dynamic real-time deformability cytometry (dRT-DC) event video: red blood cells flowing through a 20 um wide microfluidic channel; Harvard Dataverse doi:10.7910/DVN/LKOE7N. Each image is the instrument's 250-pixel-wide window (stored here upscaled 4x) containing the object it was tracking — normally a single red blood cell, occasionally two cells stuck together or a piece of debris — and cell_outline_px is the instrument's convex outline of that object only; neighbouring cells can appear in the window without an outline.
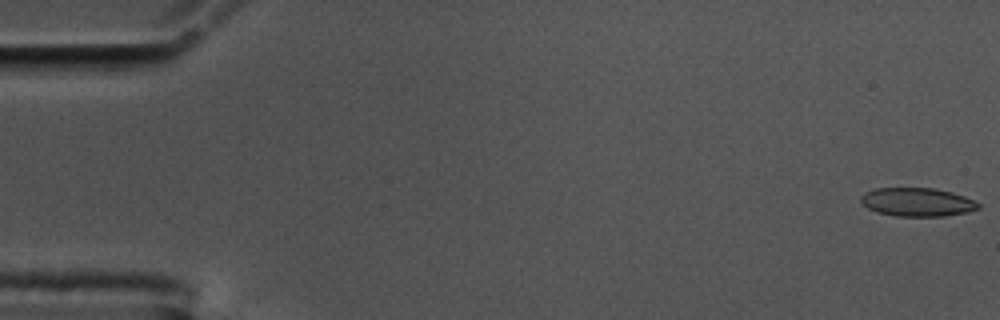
{"species": "common noctule bat (a hibernating species)", "species_latin": "Nyctalus noctula", "temperature_condition": "cold", "stored_images_in_passage": 18, "camera_frame_rate_fps": 3000, "um_per_image_px": 0.085, "animal": {"sex": "male", "body_mass_g": 17.5, "forearm_length_mm": 52.3}, "frame": {"image": 1, "passage_image": 1, "time_ms": 0.0, "image_size_px": [1000, 320], "cell_outline_px": [[980, 208], [968, 212], [944, 216], [896, 216], [876, 212], [868, 208], [860, 200], [860, 196], [864, 192], [876, 188], [936, 188], [952, 192], [964, 196], [980, 204]], "centroid_in_image_um": [77.96, 17.17], "position_along_channel_um": 7.0, "area_um2": 19.59}}
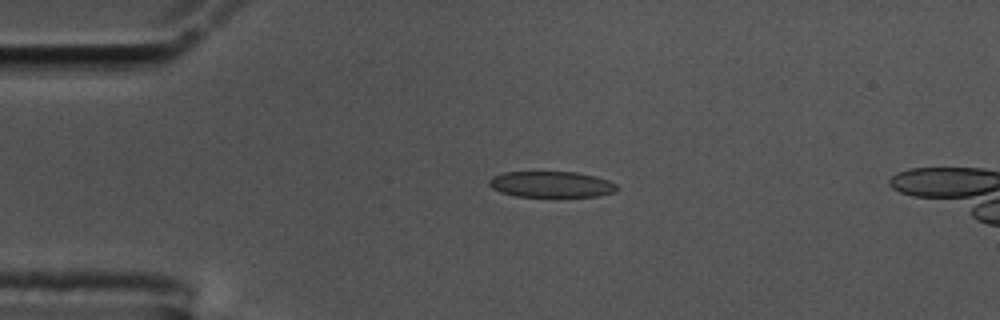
{"frame": {"image": 2, "passage_image": 13, "time_ms": 4.0, "image_size_px": [1000, 320], "cell_outline_px": [[620, 188], [616, 192], [600, 196], [516, 196], [500, 192], [492, 188], [488, 184], [488, 180], [492, 176], [504, 172], [576, 172], [596, 176], [608, 180], [616, 184]], "centroid_in_image_um": [46.88, 15.66], "position_along_channel_um": 38.1, "area_um2": 19.48}}